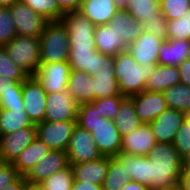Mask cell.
I'll use <instances>...</instances> for the list:
<instances>
[{"mask_svg": "<svg viewBox=\"0 0 190 190\" xmlns=\"http://www.w3.org/2000/svg\"><path fill=\"white\" fill-rule=\"evenodd\" d=\"M77 125L93 135L102 156L115 157L121 149L119 130L112 119L102 118L94 101L78 105Z\"/></svg>", "mask_w": 190, "mask_h": 190, "instance_id": "obj_1", "label": "cell"}, {"mask_svg": "<svg viewBox=\"0 0 190 190\" xmlns=\"http://www.w3.org/2000/svg\"><path fill=\"white\" fill-rule=\"evenodd\" d=\"M113 59L119 90L125 97H131L144 91L147 79L158 65H140L128 50L115 55Z\"/></svg>", "mask_w": 190, "mask_h": 190, "instance_id": "obj_2", "label": "cell"}, {"mask_svg": "<svg viewBox=\"0 0 190 190\" xmlns=\"http://www.w3.org/2000/svg\"><path fill=\"white\" fill-rule=\"evenodd\" d=\"M40 64L67 61L70 53L69 34L61 20L49 21L39 37Z\"/></svg>", "mask_w": 190, "mask_h": 190, "instance_id": "obj_3", "label": "cell"}, {"mask_svg": "<svg viewBox=\"0 0 190 190\" xmlns=\"http://www.w3.org/2000/svg\"><path fill=\"white\" fill-rule=\"evenodd\" d=\"M3 47L15 64L25 70L30 76L35 75L40 66L39 38L16 35Z\"/></svg>", "mask_w": 190, "mask_h": 190, "instance_id": "obj_4", "label": "cell"}, {"mask_svg": "<svg viewBox=\"0 0 190 190\" xmlns=\"http://www.w3.org/2000/svg\"><path fill=\"white\" fill-rule=\"evenodd\" d=\"M69 34L70 51L96 50L95 25L79 11L66 12L61 18Z\"/></svg>", "mask_w": 190, "mask_h": 190, "instance_id": "obj_5", "label": "cell"}, {"mask_svg": "<svg viewBox=\"0 0 190 190\" xmlns=\"http://www.w3.org/2000/svg\"><path fill=\"white\" fill-rule=\"evenodd\" d=\"M70 164H80L100 159L99 152L93 135L87 130L76 125L67 147Z\"/></svg>", "mask_w": 190, "mask_h": 190, "instance_id": "obj_6", "label": "cell"}, {"mask_svg": "<svg viewBox=\"0 0 190 190\" xmlns=\"http://www.w3.org/2000/svg\"><path fill=\"white\" fill-rule=\"evenodd\" d=\"M9 10L14 20L17 35L39 38L49 22L44 16L34 12L22 1L9 6Z\"/></svg>", "mask_w": 190, "mask_h": 190, "instance_id": "obj_7", "label": "cell"}, {"mask_svg": "<svg viewBox=\"0 0 190 190\" xmlns=\"http://www.w3.org/2000/svg\"><path fill=\"white\" fill-rule=\"evenodd\" d=\"M24 112L33 124L37 125L45 120L46 91L34 76H29L22 86Z\"/></svg>", "mask_w": 190, "mask_h": 190, "instance_id": "obj_8", "label": "cell"}, {"mask_svg": "<svg viewBox=\"0 0 190 190\" xmlns=\"http://www.w3.org/2000/svg\"><path fill=\"white\" fill-rule=\"evenodd\" d=\"M76 125L77 121H43L36 125V136L51 150L67 151L69 141Z\"/></svg>", "mask_w": 190, "mask_h": 190, "instance_id": "obj_9", "label": "cell"}, {"mask_svg": "<svg viewBox=\"0 0 190 190\" xmlns=\"http://www.w3.org/2000/svg\"><path fill=\"white\" fill-rule=\"evenodd\" d=\"M71 67L67 61L40 64L34 77L42 84L46 94L67 90Z\"/></svg>", "mask_w": 190, "mask_h": 190, "instance_id": "obj_10", "label": "cell"}, {"mask_svg": "<svg viewBox=\"0 0 190 190\" xmlns=\"http://www.w3.org/2000/svg\"><path fill=\"white\" fill-rule=\"evenodd\" d=\"M67 62L71 70L83 71L91 76L102 70H114L113 56L102 54L97 50L70 51Z\"/></svg>", "mask_w": 190, "mask_h": 190, "instance_id": "obj_11", "label": "cell"}, {"mask_svg": "<svg viewBox=\"0 0 190 190\" xmlns=\"http://www.w3.org/2000/svg\"><path fill=\"white\" fill-rule=\"evenodd\" d=\"M70 166L67 151L50 150L23 176L29 184H39L53 173Z\"/></svg>", "mask_w": 190, "mask_h": 190, "instance_id": "obj_12", "label": "cell"}, {"mask_svg": "<svg viewBox=\"0 0 190 190\" xmlns=\"http://www.w3.org/2000/svg\"><path fill=\"white\" fill-rule=\"evenodd\" d=\"M36 135L37 126L34 124L0 136V162L12 163L30 145Z\"/></svg>", "mask_w": 190, "mask_h": 190, "instance_id": "obj_13", "label": "cell"}, {"mask_svg": "<svg viewBox=\"0 0 190 190\" xmlns=\"http://www.w3.org/2000/svg\"><path fill=\"white\" fill-rule=\"evenodd\" d=\"M188 114L167 108L155 120L149 123L157 143L172 144L175 135Z\"/></svg>", "mask_w": 190, "mask_h": 190, "instance_id": "obj_14", "label": "cell"}, {"mask_svg": "<svg viewBox=\"0 0 190 190\" xmlns=\"http://www.w3.org/2000/svg\"><path fill=\"white\" fill-rule=\"evenodd\" d=\"M78 104L66 90L46 94V114L44 121H76Z\"/></svg>", "mask_w": 190, "mask_h": 190, "instance_id": "obj_15", "label": "cell"}, {"mask_svg": "<svg viewBox=\"0 0 190 190\" xmlns=\"http://www.w3.org/2000/svg\"><path fill=\"white\" fill-rule=\"evenodd\" d=\"M138 119L142 124H149L168 107L163 92L144 90L131 96Z\"/></svg>", "mask_w": 190, "mask_h": 190, "instance_id": "obj_16", "label": "cell"}, {"mask_svg": "<svg viewBox=\"0 0 190 190\" xmlns=\"http://www.w3.org/2000/svg\"><path fill=\"white\" fill-rule=\"evenodd\" d=\"M149 124H141L121 139L120 152L129 155L147 156L156 144Z\"/></svg>", "mask_w": 190, "mask_h": 190, "instance_id": "obj_17", "label": "cell"}, {"mask_svg": "<svg viewBox=\"0 0 190 190\" xmlns=\"http://www.w3.org/2000/svg\"><path fill=\"white\" fill-rule=\"evenodd\" d=\"M163 39L143 32L136 41L128 46L133 59L140 65L157 64L159 49Z\"/></svg>", "mask_w": 190, "mask_h": 190, "instance_id": "obj_18", "label": "cell"}, {"mask_svg": "<svg viewBox=\"0 0 190 190\" xmlns=\"http://www.w3.org/2000/svg\"><path fill=\"white\" fill-rule=\"evenodd\" d=\"M96 50L102 54L115 56L128 50V46L110 23L97 25L94 30Z\"/></svg>", "mask_w": 190, "mask_h": 190, "instance_id": "obj_19", "label": "cell"}, {"mask_svg": "<svg viewBox=\"0 0 190 190\" xmlns=\"http://www.w3.org/2000/svg\"><path fill=\"white\" fill-rule=\"evenodd\" d=\"M119 8L114 0H82L79 12L97 26L110 23Z\"/></svg>", "mask_w": 190, "mask_h": 190, "instance_id": "obj_20", "label": "cell"}, {"mask_svg": "<svg viewBox=\"0 0 190 190\" xmlns=\"http://www.w3.org/2000/svg\"><path fill=\"white\" fill-rule=\"evenodd\" d=\"M70 165L74 172L75 181L102 184L109 167V157L103 156L95 161Z\"/></svg>", "mask_w": 190, "mask_h": 190, "instance_id": "obj_21", "label": "cell"}, {"mask_svg": "<svg viewBox=\"0 0 190 190\" xmlns=\"http://www.w3.org/2000/svg\"><path fill=\"white\" fill-rule=\"evenodd\" d=\"M190 58V40H163L159 49L158 65L178 66Z\"/></svg>", "mask_w": 190, "mask_h": 190, "instance_id": "obj_22", "label": "cell"}, {"mask_svg": "<svg viewBox=\"0 0 190 190\" xmlns=\"http://www.w3.org/2000/svg\"><path fill=\"white\" fill-rule=\"evenodd\" d=\"M93 78L91 75L78 70H71L67 91L78 104L94 101Z\"/></svg>", "mask_w": 190, "mask_h": 190, "instance_id": "obj_23", "label": "cell"}, {"mask_svg": "<svg viewBox=\"0 0 190 190\" xmlns=\"http://www.w3.org/2000/svg\"><path fill=\"white\" fill-rule=\"evenodd\" d=\"M110 24L120 35L125 44L129 46L143 33V25L134 19L125 8H119Z\"/></svg>", "mask_w": 190, "mask_h": 190, "instance_id": "obj_24", "label": "cell"}, {"mask_svg": "<svg viewBox=\"0 0 190 190\" xmlns=\"http://www.w3.org/2000/svg\"><path fill=\"white\" fill-rule=\"evenodd\" d=\"M115 158L121 163L131 181L150 187L149 159L147 156L129 155L119 152Z\"/></svg>", "mask_w": 190, "mask_h": 190, "instance_id": "obj_25", "label": "cell"}, {"mask_svg": "<svg viewBox=\"0 0 190 190\" xmlns=\"http://www.w3.org/2000/svg\"><path fill=\"white\" fill-rule=\"evenodd\" d=\"M51 149L37 136L12 162L21 176H24L35 163L47 155Z\"/></svg>", "mask_w": 190, "mask_h": 190, "instance_id": "obj_26", "label": "cell"}, {"mask_svg": "<svg viewBox=\"0 0 190 190\" xmlns=\"http://www.w3.org/2000/svg\"><path fill=\"white\" fill-rule=\"evenodd\" d=\"M178 83H180V74L177 66L157 65L146 81L145 90L164 92Z\"/></svg>", "mask_w": 190, "mask_h": 190, "instance_id": "obj_27", "label": "cell"}, {"mask_svg": "<svg viewBox=\"0 0 190 190\" xmlns=\"http://www.w3.org/2000/svg\"><path fill=\"white\" fill-rule=\"evenodd\" d=\"M155 167L183 168V158L179 155L173 144L156 143L147 155Z\"/></svg>", "mask_w": 190, "mask_h": 190, "instance_id": "obj_28", "label": "cell"}, {"mask_svg": "<svg viewBox=\"0 0 190 190\" xmlns=\"http://www.w3.org/2000/svg\"><path fill=\"white\" fill-rule=\"evenodd\" d=\"M116 128L119 130L120 136L123 137L131 133L134 129L142 124L136 114L134 101L131 97H125L120 106L119 111L113 119Z\"/></svg>", "mask_w": 190, "mask_h": 190, "instance_id": "obj_29", "label": "cell"}, {"mask_svg": "<svg viewBox=\"0 0 190 190\" xmlns=\"http://www.w3.org/2000/svg\"><path fill=\"white\" fill-rule=\"evenodd\" d=\"M33 125L24 108L0 109V136Z\"/></svg>", "mask_w": 190, "mask_h": 190, "instance_id": "obj_30", "label": "cell"}, {"mask_svg": "<svg viewBox=\"0 0 190 190\" xmlns=\"http://www.w3.org/2000/svg\"><path fill=\"white\" fill-rule=\"evenodd\" d=\"M94 87V101L112 95H120L115 70H102L92 76Z\"/></svg>", "mask_w": 190, "mask_h": 190, "instance_id": "obj_31", "label": "cell"}, {"mask_svg": "<svg viewBox=\"0 0 190 190\" xmlns=\"http://www.w3.org/2000/svg\"><path fill=\"white\" fill-rule=\"evenodd\" d=\"M183 168L155 167L154 162L149 160L150 189L170 187L179 184Z\"/></svg>", "mask_w": 190, "mask_h": 190, "instance_id": "obj_32", "label": "cell"}, {"mask_svg": "<svg viewBox=\"0 0 190 190\" xmlns=\"http://www.w3.org/2000/svg\"><path fill=\"white\" fill-rule=\"evenodd\" d=\"M125 9L141 23L151 18L164 17L160 10V0H132Z\"/></svg>", "mask_w": 190, "mask_h": 190, "instance_id": "obj_33", "label": "cell"}, {"mask_svg": "<svg viewBox=\"0 0 190 190\" xmlns=\"http://www.w3.org/2000/svg\"><path fill=\"white\" fill-rule=\"evenodd\" d=\"M163 94L168 108L190 113V87L178 83L166 89Z\"/></svg>", "mask_w": 190, "mask_h": 190, "instance_id": "obj_34", "label": "cell"}, {"mask_svg": "<svg viewBox=\"0 0 190 190\" xmlns=\"http://www.w3.org/2000/svg\"><path fill=\"white\" fill-rule=\"evenodd\" d=\"M131 181L121 163L115 157H109V167L102 183L103 190H121Z\"/></svg>", "mask_w": 190, "mask_h": 190, "instance_id": "obj_35", "label": "cell"}, {"mask_svg": "<svg viewBox=\"0 0 190 190\" xmlns=\"http://www.w3.org/2000/svg\"><path fill=\"white\" fill-rule=\"evenodd\" d=\"M74 181V172L70 165L68 168L53 173L39 185L44 190H71Z\"/></svg>", "mask_w": 190, "mask_h": 190, "instance_id": "obj_36", "label": "cell"}, {"mask_svg": "<svg viewBox=\"0 0 190 190\" xmlns=\"http://www.w3.org/2000/svg\"><path fill=\"white\" fill-rule=\"evenodd\" d=\"M34 12L41 14L48 21L61 20L64 12L59 8L57 0H21Z\"/></svg>", "mask_w": 190, "mask_h": 190, "instance_id": "obj_37", "label": "cell"}, {"mask_svg": "<svg viewBox=\"0 0 190 190\" xmlns=\"http://www.w3.org/2000/svg\"><path fill=\"white\" fill-rule=\"evenodd\" d=\"M0 76L21 83L30 76L9 58L3 46H0Z\"/></svg>", "mask_w": 190, "mask_h": 190, "instance_id": "obj_38", "label": "cell"}, {"mask_svg": "<svg viewBox=\"0 0 190 190\" xmlns=\"http://www.w3.org/2000/svg\"><path fill=\"white\" fill-rule=\"evenodd\" d=\"M167 39L190 40V9L180 18L167 20Z\"/></svg>", "mask_w": 190, "mask_h": 190, "instance_id": "obj_39", "label": "cell"}, {"mask_svg": "<svg viewBox=\"0 0 190 190\" xmlns=\"http://www.w3.org/2000/svg\"><path fill=\"white\" fill-rule=\"evenodd\" d=\"M125 98L122 94L112 95L101 99H96L95 109H98L102 118L114 119L119 111V106Z\"/></svg>", "mask_w": 190, "mask_h": 190, "instance_id": "obj_40", "label": "cell"}, {"mask_svg": "<svg viewBox=\"0 0 190 190\" xmlns=\"http://www.w3.org/2000/svg\"><path fill=\"white\" fill-rule=\"evenodd\" d=\"M17 35L9 7L0 6V46H4Z\"/></svg>", "mask_w": 190, "mask_h": 190, "instance_id": "obj_41", "label": "cell"}, {"mask_svg": "<svg viewBox=\"0 0 190 190\" xmlns=\"http://www.w3.org/2000/svg\"><path fill=\"white\" fill-rule=\"evenodd\" d=\"M190 9V0H160V10L167 20L180 18Z\"/></svg>", "mask_w": 190, "mask_h": 190, "instance_id": "obj_42", "label": "cell"}, {"mask_svg": "<svg viewBox=\"0 0 190 190\" xmlns=\"http://www.w3.org/2000/svg\"><path fill=\"white\" fill-rule=\"evenodd\" d=\"M23 83L17 82L11 89L0 95V109L24 108Z\"/></svg>", "mask_w": 190, "mask_h": 190, "instance_id": "obj_43", "label": "cell"}, {"mask_svg": "<svg viewBox=\"0 0 190 190\" xmlns=\"http://www.w3.org/2000/svg\"><path fill=\"white\" fill-rule=\"evenodd\" d=\"M179 155L184 158L190 153V118L187 117L178 129L172 143Z\"/></svg>", "mask_w": 190, "mask_h": 190, "instance_id": "obj_44", "label": "cell"}, {"mask_svg": "<svg viewBox=\"0 0 190 190\" xmlns=\"http://www.w3.org/2000/svg\"><path fill=\"white\" fill-rule=\"evenodd\" d=\"M143 32H148L154 36L167 40V19L165 17L151 18L142 21Z\"/></svg>", "mask_w": 190, "mask_h": 190, "instance_id": "obj_45", "label": "cell"}, {"mask_svg": "<svg viewBox=\"0 0 190 190\" xmlns=\"http://www.w3.org/2000/svg\"><path fill=\"white\" fill-rule=\"evenodd\" d=\"M20 176L12 163L0 162V190L14 183Z\"/></svg>", "mask_w": 190, "mask_h": 190, "instance_id": "obj_46", "label": "cell"}, {"mask_svg": "<svg viewBox=\"0 0 190 190\" xmlns=\"http://www.w3.org/2000/svg\"><path fill=\"white\" fill-rule=\"evenodd\" d=\"M177 67L180 74V83L190 87V58L185 59Z\"/></svg>", "mask_w": 190, "mask_h": 190, "instance_id": "obj_47", "label": "cell"}, {"mask_svg": "<svg viewBox=\"0 0 190 190\" xmlns=\"http://www.w3.org/2000/svg\"><path fill=\"white\" fill-rule=\"evenodd\" d=\"M59 8L64 12L79 11L82 0H57Z\"/></svg>", "mask_w": 190, "mask_h": 190, "instance_id": "obj_48", "label": "cell"}, {"mask_svg": "<svg viewBox=\"0 0 190 190\" xmlns=\"http://www.w3.org/2000/svg\"><path fill=\"white\" fill-rule=\"evenodd\" d=\"M71 190H103L102 184L74 181Z\"/></svg>", "mask_w": 190, "mask_h": 190, "instance_id": "obj_49", "label": "cell"}, {"mask_svg": "<svg viewBox=\"0 0 190 190\" xmlns=\"http://www.w3.org/2000/svg\"><path fill=\"white\" fill-rule=\"evenodd\" d=\"M179 186L183 190H190V168L183 167L182 173H181V178L179 181Z\"/></svg>", "mask_w": 190, "mask_h": 190, "instance_id": "obj_50", "label": "cell"}, {"mask_svg": "<svg viewBox=\"0 0 190 190\" xmlns=\"http://www.w3.org/2000/svg\"><path fill=\"white\" fill-rule=\"evenodd\" d=\"M28 184L29 183L25 180V178L23 176H20L14 183L10 184L2 190H25Z\"/></svg>", "mask_w": 190, "mask_h": 190, "instance_id": "obj_51", "label": "cell"}, {"mask_svg": "<svg viewBox=\"0 0 190 190\" xmlns=\"http://www.w3.org/2000/svg\"><path fill=\"white\" fill-rule=\"evenodd\" d=\"M121 190H150V187L139 182L129 181Z\"/></svg>", "mask_w": 190, "mask_h": 190, "instance_id": "obj_52", "label": "cell"}, {"mask_svg": "<svg viewBox=\"0 0 190 190\" xmlns=\"http://www.w3.org/2000/svg\"><path fill=\"white\" fill-rule=\"evenodd\" d=\"M16 83V81L0 76V95L11 89Z\"/></svg>", "mask_w": 190, "mask_h": 190, "instance_id": "obj_53", "label": "cell"}, {"mask_svg": "<svg viewBox=\"0 0 190 190\" xmlns=\"http://www.w3.org/2000/svg\"><path fill=\"white\" fill-rule=\"evenodd\" d=\"M21 0H0V6L2 7H9L12 6L14 3H17Z\"/></svg>", "mask_w": 190, "mask_h": 190, "instance_id": "obj_54", "label": "cell"}, {"mask_svg": "<svg viewBox=\"0 0 190 190\" xmlns=\"http://www.w3.org/2000/svg\"><path fill=\"white\" fill-rule=\"evenodd\" d=\"M120 8H125L132 0H114Z\"/></svg>", "mask_w": 190, "mask_h": 190, "instance_id": "obj_55", "label": "cell"}, {"mask_svg": "<svg viewBox=\"0 0 190 190\" xmlns=\"http://www.w3.org/2000/svg\"><path fill=\"white\" fill-rule=\"evenodd\" d=\"M25 190H44L39 184H28Z\"/></svg>", "mask_w": 190, "mask_h": 190, "instance_id": "obj_56", "label": "cell"}, {"mask_svg": "<svg viewBox=\"0 0 190 190\" xmlns=\"http://www.w3.org/2000/svg\"><path fill=\"white\" fill-rule=\"evenodd\" d=\"M183 167L190 168V153L183 158Z\"/></svg>", "mask_w": 190, "mask_h": 190, "instance_id": "obj_57", "label": "cell"}, {"mask_svg": "<svg viewBox=\"0 0 190 190\" xmlns=\"http://www.w3.org/2000/svg\"><path fill=\"white\" fill-rule=\"evenodd\" d=\"M150 190H176V185L170 187L151 188Z\"/></svg>", "mask_w": 190, "mask_h": 190, "instance_id": "obj_58", "label": "cell"}, {"mask_svg": "<svg viewBox=\"0 0 190 190\" xmlns=\"http://www.w3.org/2000/svg\"><path fill=\"white\" fill-rule=\"evenodd\" d=\"M176 190H183V189L179 186V184H177L176 185Z\"/></svg>", "mask_w": 190, "mask_h": 190, "instance_id": "obj_59", "label": "cell"}]
</instances>
